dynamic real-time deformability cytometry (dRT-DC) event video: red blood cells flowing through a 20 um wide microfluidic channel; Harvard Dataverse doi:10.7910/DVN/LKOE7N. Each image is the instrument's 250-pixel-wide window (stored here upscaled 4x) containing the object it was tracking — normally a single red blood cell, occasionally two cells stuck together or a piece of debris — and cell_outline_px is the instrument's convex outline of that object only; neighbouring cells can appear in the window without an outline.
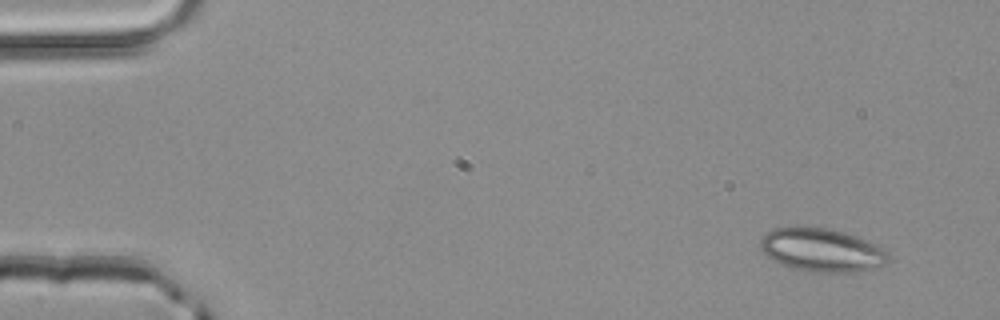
{"species": "common noctule bat (a hibernating species)", "species_latin": "Nyctalus noctula", "temperature_condition": "room temperature", "stored_images_in_passage": 4, "camera_frame_rate_fps": 3000, "um_per_image_px": 0.085, "animal": {"sex": "male", "body_mass_g": 20.4}, "frame": {"image": 1, "passage_image": 1, "time_ms": 0.0, "image_size_px": [1000, 320], "cell_outline_px": [[888, 260], [884, 264], [868, 268], [848, 272], [812, 272], [780, 264], [772, 260], [764, 252], [760, 244], [760, 240], [764, 232], [776, 228], [828, 228], [844, 232], [856, 236], [880, 248], [888, 256]], "centroid_in_image_um": [69.77, 21.25], "position_along_channel_um": 15.2, "area_um2": 31.33}}